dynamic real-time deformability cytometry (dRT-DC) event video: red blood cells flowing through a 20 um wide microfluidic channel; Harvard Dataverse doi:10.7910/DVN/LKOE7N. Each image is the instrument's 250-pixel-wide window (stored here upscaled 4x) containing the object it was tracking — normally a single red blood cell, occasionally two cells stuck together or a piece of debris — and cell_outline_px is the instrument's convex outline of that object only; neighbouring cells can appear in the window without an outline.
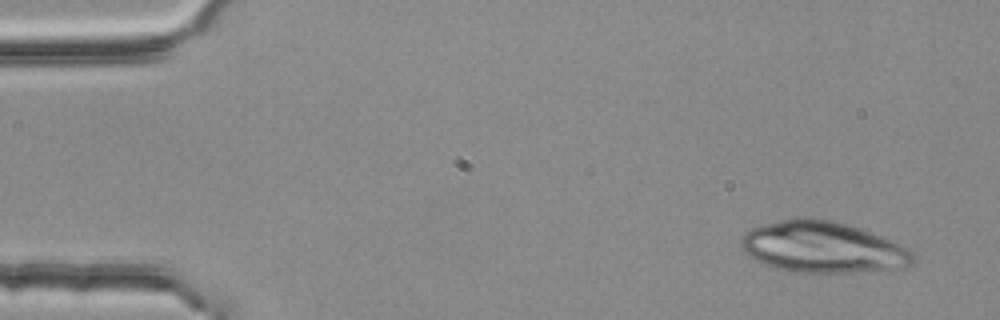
{"species": "common noctule bat (a hibernating species)", "species_latin": "Nyctalus noctula", "temperature_condition": "room temperature", "stored_images_in_passage": 4, "camera_frame_rate_fps": 3000, "um_per_image_px": 0.085, "animal": {"sex": "female", "body_mass_g": 25.1}, "frame": {"image": 1, "passage_image": 1, "time_ms": 0.0, "image_size_px": [1000, 320], "cell_outline_px": [[916, 260], [912, 264], [904, 268], [852, 272], [792, 272], [776, 268], [764, 264], [744, 252], [740, 248], [740, 236], [744, 232], [752, 228], [764, 224], [800, 216], [812, 216], [832, 220], [848, 224], [860, 228], [880, 236], [908, 248], [916, 252]], "centroid_in_image_um": [69.93, 21.0], "position_along_channel_um": 15.1, "area_um2": 51.79}}